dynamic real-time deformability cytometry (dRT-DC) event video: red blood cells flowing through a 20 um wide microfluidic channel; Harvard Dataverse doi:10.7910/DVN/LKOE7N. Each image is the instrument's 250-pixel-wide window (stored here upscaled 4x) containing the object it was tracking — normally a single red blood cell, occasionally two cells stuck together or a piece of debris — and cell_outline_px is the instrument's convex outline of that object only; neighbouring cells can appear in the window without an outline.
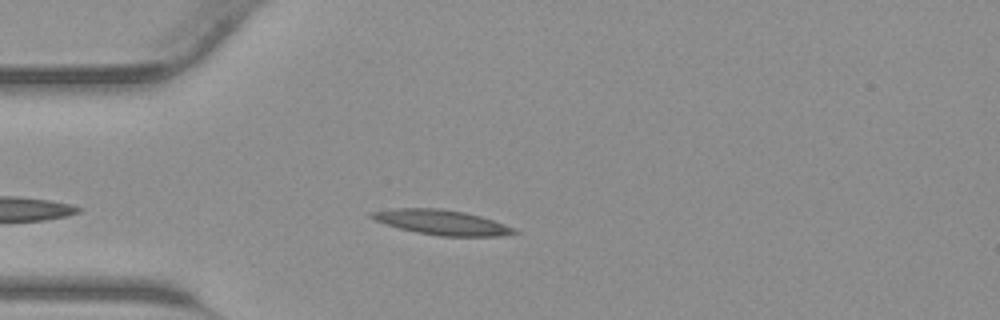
{"species": "common noctule bat (a hibernating species)", "species_latin": "Nyctalus noctula", "temperature_condition": "warm", "stored_images_in_passage": 28, "camera_frame_rate_fps": 3000, "um_per_image_px": 0.085, "animal": {"sex": "male", "body_mass_g": 23.1, "forearm_length_mm": 52.7}, "frame": {"image": 1, "passage_image": 5, "time_ms": 1.333, "image_size_px": [1000, 320], "cell_outline_px": [[520, 232], [500, 236], [440, 236], [416, 232], [400, 228], [376, 220], [368, 216], [368, 212], [396, 208], [440, 208], [464, 212], [480, 216], [516, 228]], "centroid_in_image_um": [37.56, 18.89], "position_along_channel_um": 47.4, "area_um2": 20.58}}
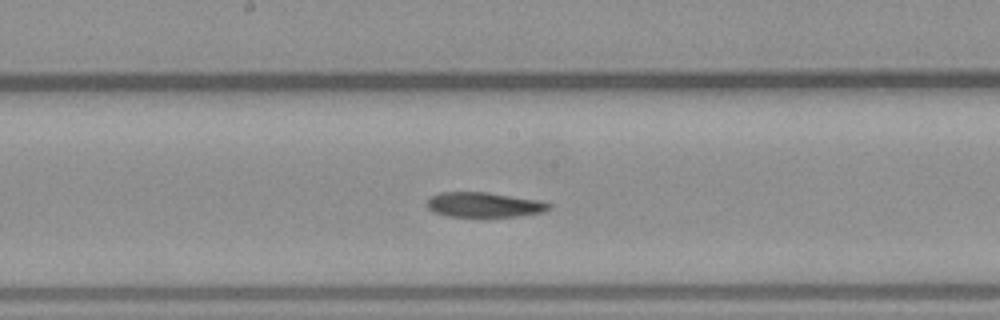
{"frame": {"image": 2, "passage_image": 16, "time_ms": 5.0, "image_size_px": [1000, 320], "cell_outline_px": [[552, 208], [544, 212], [516, 216], [448, 216], [436, 212], [428, 208], [424, 204], [432, 196], [440, 192], [488, 192], [540, 200], [552, 204]], "centroid_in_image_um": [41.18, 17.39], "position_along_channel_um": 207.0, "area_um2": 17.69}}
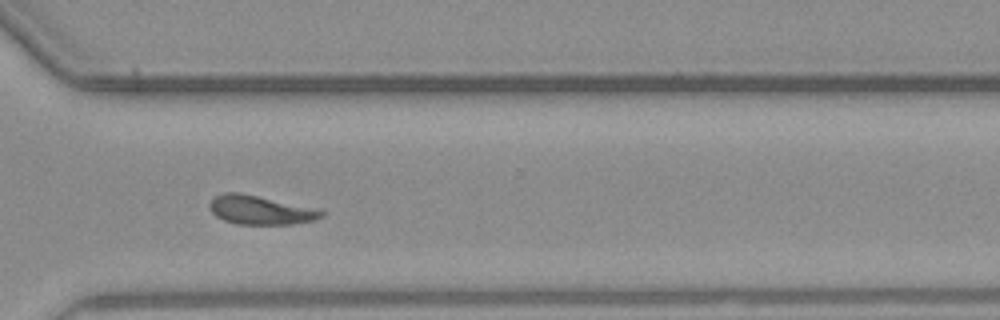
{"frame": {"image": 3, "passage_image": 25, "time_ms": 8.0, "image_size_px": [1000, 320], "cell_outline_px": [[324, 216], [316, 220], [292, 224], [236, 224], [224, 220], [216, 216], [212, 212], [208, 204], [216, 196], [224, 192], [236, 192], [256, 196], [324, 212]], "centroid_in_image_um": [22.05, 17.88], "position_along_channel_um": 348.6, "area_um2": 18.09}}